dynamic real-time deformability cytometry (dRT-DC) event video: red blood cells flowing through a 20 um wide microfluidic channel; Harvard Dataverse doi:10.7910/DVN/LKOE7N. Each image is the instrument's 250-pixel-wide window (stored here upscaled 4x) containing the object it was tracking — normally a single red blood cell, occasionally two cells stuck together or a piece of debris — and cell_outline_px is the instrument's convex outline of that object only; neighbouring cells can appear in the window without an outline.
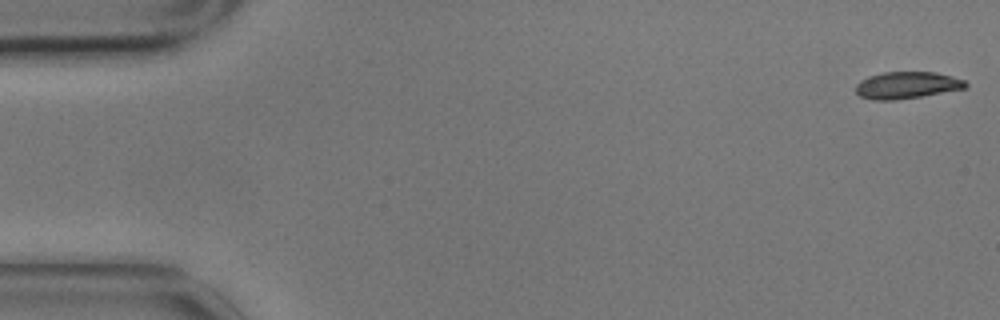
{"species": "common noctule bat (a hibernating species)", "species_latin": "Nyctalus noctula", "temperature_condition": "cold", "stored_images_in_passage": 57, "camera_frame_rate_fps": 3000, "um_per_image_px": 0.085, "animal": {"sex": "male", "body_mass_g": 17.9}, "frame": {"image": 1, "passage_image": 1, "time_ms": 0.0, "image_size_px": [1000, 320], "cell_outline_px": [[968, 84], [964, 88], [920, 96], [896, 100], [872, 100], [860, 96], [856, 92], [856, 84], [860, 80], [868, 76], [884, 72], [936, 72], [952, 76], [964, 80]], "centroid_in_image_um": [77.04, 7.23], "position_along_channel_um": 8.0, "area_um2": 17.11}}
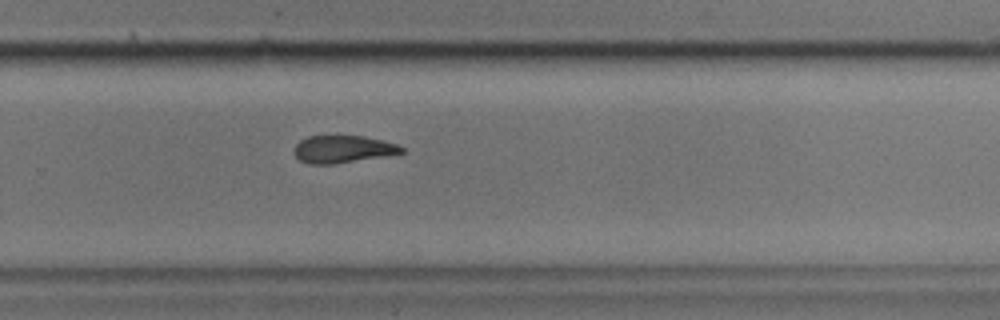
{"frame": {"image": 2, "passage_image": 37, "time_ms": 12.0, "image_size_px": [1000, 320], "cell_outline_px": [[404, 152], [336, 164], [308, 164], [300, 160], [292, 152], [296, 144], [300, 140], [308, 136], [364, 136], [396, 144], [404, 148]], "centroid_in_image_um": [29.08, 12.68], "position_along_channel_um": 300.7, "area_um2": 16.99}}
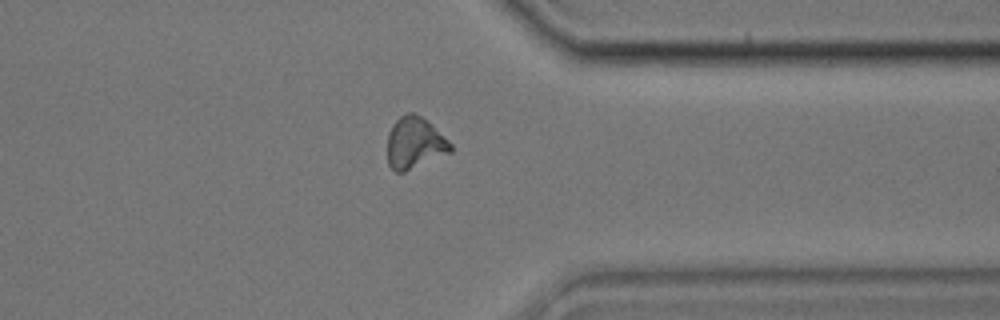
{"frame": {"image": 3, "passage_image": 44, "time_ms": 14.333, "image_size_px": [1000, 320], "cell_outline_px": [[452, 152], [404, 172], [396, 172], [388, 164], [388, 132], [392, 124], [400, 116], [408, 112], [412, 112], [428, 120], [452, 144]], "centroid_in_image_um": [35.25, 12.14], "position_along_channel_um": 376.1, "area_um2": 19.07}, "authors_computed_cell_mechanics": {"area_um2": 18.4382, "velocity_mm_per_s": 3.4767, "shape_relaxation_time_tau1_ms": 6.0114, "shape_relaxation_time_tau2_ms": 10.8068, "deformation_change_tau1": 0.1586, "deformation_change_tau2": 0.1988}}